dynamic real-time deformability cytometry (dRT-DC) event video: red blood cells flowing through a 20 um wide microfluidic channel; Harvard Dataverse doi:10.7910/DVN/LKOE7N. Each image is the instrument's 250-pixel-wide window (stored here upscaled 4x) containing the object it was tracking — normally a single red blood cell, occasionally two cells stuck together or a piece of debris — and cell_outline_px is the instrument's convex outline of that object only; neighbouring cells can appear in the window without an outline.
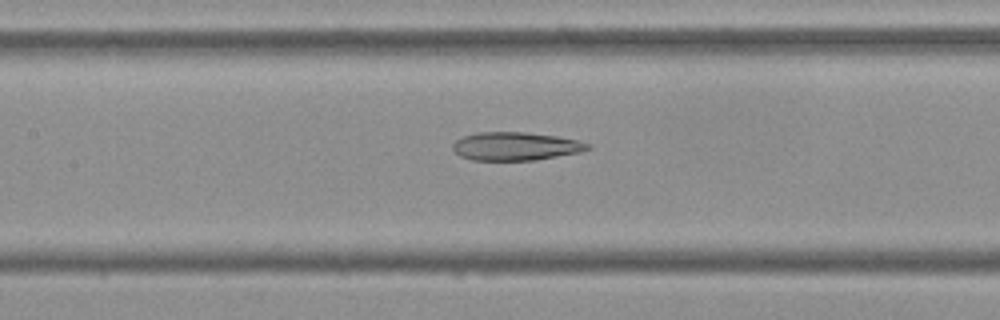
{"species": "Egyptian fruit bat (a non-hibernating species)", "species_latin": "Rousettus aegyptiacus", "temperature_condition": "cold", "stored_images_in_passage": 43, "camera_frame_rate_fps": 3000, "um_per_image_px": 0.085, "frame": {"image": 1, "passage_image": 14, "time_ms": 4.333, "image_size_px": [1000, 320], "cell_outline_px": [[592, 148], [580, 152], [536, 160], [472, 160], [460, 156], [452, 148], [452, 144], [456, 140], [464, 136], [476, 132], [524, 132], [556, 136], [576, 140], [592, 144]], "centroid_in_image_um": [43.83, 12.43], "position_along_channel_um": 163.6, "area_um2": 22.25}}
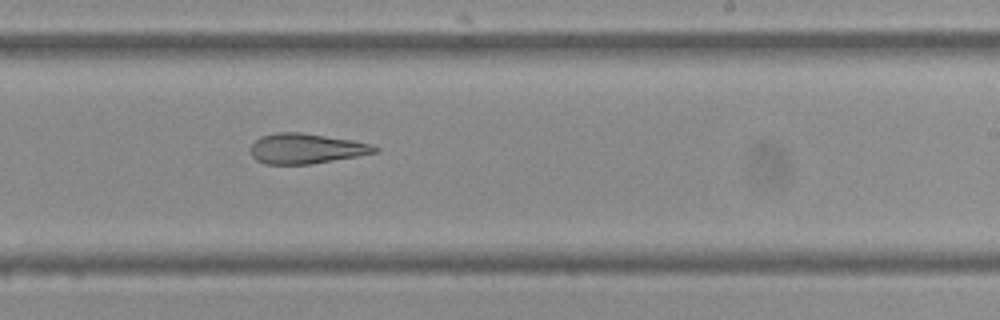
{"frame": {"image": 2, "passage_image": 22, "time_ms": 7.0, "image_size_px": [1000, 320], "cell_outline_px": [[380, 152], [312, 164], [264, 164], [256, 160], [252, 156], [252, 144], [260, 136], [276, 132], [300, 132], [352, 140], [372, 144], [380, 148]], "centroid_in_image_um": [26.05, 12.63], "position_along_channel_um": 263.0, "area_um2": 21.91}}
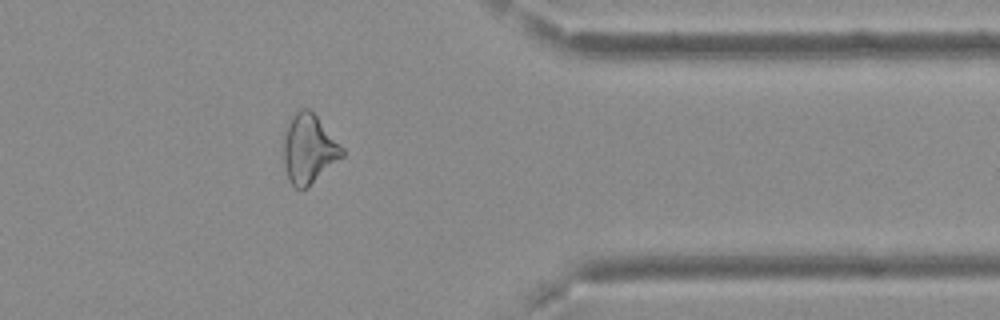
{"frame": {"image": 3, "passage_image": 33, "time_ms": 10.667, "image_size_px": [1000, 320], "cell_outline_px": [[344, 156], [308, 188], [296, 188], [288, 180], [284, 164], [284, 128], [288, 120], [300, 108], [308, 108], [316, 116], [344, 148]], "centroid_in_image_um": [26.24, 12.67], "position_along_channel_um": 385.2, "area_um2": 23.76}, "authors_computed_cell_mechanics": {"area_um2": 23.6402, "velocity_mm_per_s": 3.7332, "shape_relaxation_time_tau1_ms": null, "shape_relaxation_time_tau2_ms": 5.3152, "deformation_change_tau1": null, "deformation_change_tau2": 0.1534}}